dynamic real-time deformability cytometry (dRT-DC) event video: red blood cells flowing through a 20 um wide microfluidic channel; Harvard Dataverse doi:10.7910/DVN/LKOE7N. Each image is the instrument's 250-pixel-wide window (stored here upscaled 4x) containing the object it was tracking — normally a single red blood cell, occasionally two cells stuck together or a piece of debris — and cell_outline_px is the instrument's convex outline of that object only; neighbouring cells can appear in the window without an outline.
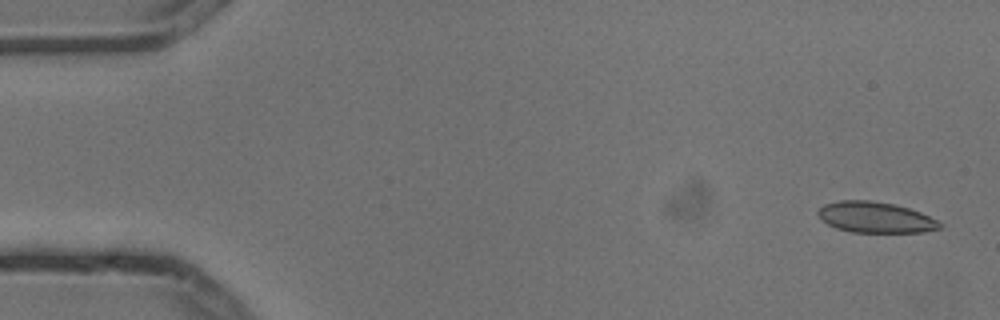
{"species": "common noctule bat (a hibernating species)", "species_latin": "Nyctalus noctula", "temperature_condition": "cold", "stored_images_in_passage": 5, "camera_frame_rate_fps": 3000, "um_per_image_px": 0.085, "animal": {"sex": "male", "body_mass_g": 13.3}, "frame": {"image": 1, "passage_image": 1, "time_ms": 0.0, "image_size_px": [1000, 320], "cell_outline_px": [[944, 224], [940, 228], [924, 232], [852, 232], [836, 228], [828, 224], [816, 212], [824, 204], [840, 200], [868, 200], [896, 204], [920, 212]], "centroid_in_image_um": [74.42, 18.47], "position_along_channel_um": 10.6, "area_um2": 21.79}}
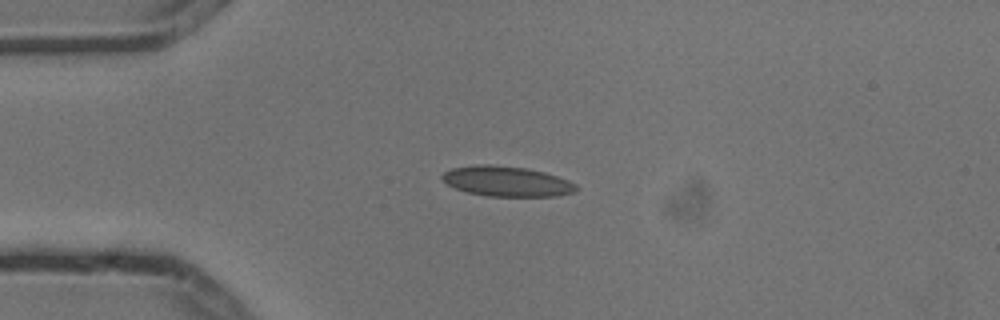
{"frame": {"image": 2, "passage_image": 4, "time_ms": 1.0, "image_size_px": [1000, 320], "cell_outline_px": [[576, 188], [572, 192], [556, 196], [488, 196], [468, 192], [456, 188], [448, 184], [440, 176], [444, 172], [452, 168], [476, 164], [488, 164], [528, 168], [544, 172], [568, 180], [576, 184]], "centroid_in_image_um": [43.05, 15.4], "position_along_channel_um": 41.9, "area_um2": 23.35}}